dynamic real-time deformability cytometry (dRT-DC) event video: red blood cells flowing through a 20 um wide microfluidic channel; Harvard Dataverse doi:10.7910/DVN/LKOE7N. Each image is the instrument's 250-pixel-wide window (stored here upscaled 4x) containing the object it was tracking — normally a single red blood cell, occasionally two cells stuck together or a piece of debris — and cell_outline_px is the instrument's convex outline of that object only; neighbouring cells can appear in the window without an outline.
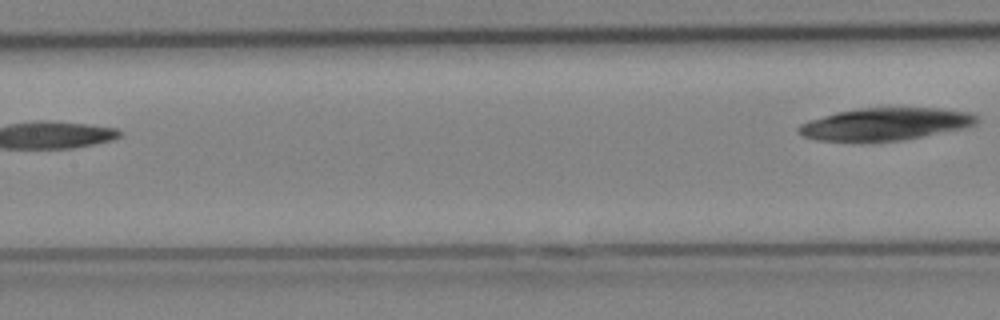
{"species": "Egyptian fruit bat (a non-hibernating species)", "species_latin": "Rousettus aegyptiacus", "temperature_condition": "cold", "stored_images_in_passage": 13, "segment_of_instrument_passage": [2, 2], "camera_frame_rate_fps": 3000, "um_per_image_px": 0.085, "animal": {"sex": "female"}, "frame": {"image": 1, "passage_image": 13, "time_ms": 4.0, "image_size_px": [1000, 320], "cell_outline_px": [[980, 120], [976, 124], [964, 128], [900, 140], [860, 144], [816, 140], [804, 136], [796, 132], [796, 128], [800, 124], [808, 120], [836, 112], [856, 108], [940, 108], [968, 112], [980, 116]], "centroid_in_image_um": [75.17, 10.57], "position_along_channel_um": 132.2, "area_um2": 34.56}}